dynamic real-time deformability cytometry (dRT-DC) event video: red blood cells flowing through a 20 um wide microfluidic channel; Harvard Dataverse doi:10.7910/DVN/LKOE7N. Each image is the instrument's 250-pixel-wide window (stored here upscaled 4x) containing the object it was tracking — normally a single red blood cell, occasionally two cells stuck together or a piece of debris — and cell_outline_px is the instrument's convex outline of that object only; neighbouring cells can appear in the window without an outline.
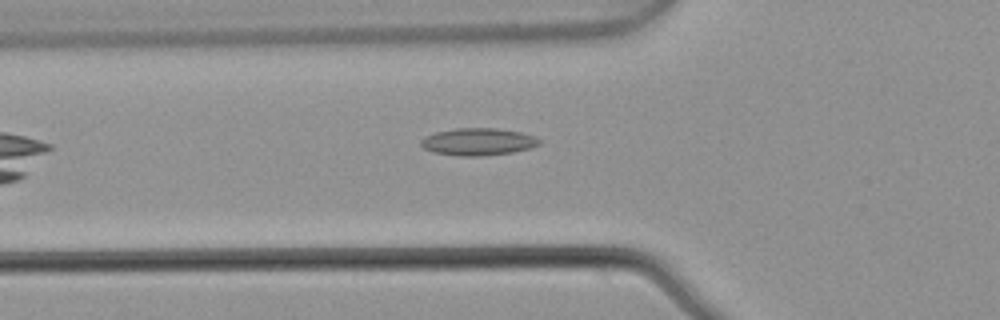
{"species": "common noctule bat (a hibernating species)", "species_latin": "Nyctalus noctula", "temperature_condition": "warm", "stored_images_in_passage": 5, "camera_frame_rate_fps": 3000, "um_per_image_px": 0.085, "animal": {"sex": "male", "body_mass_g": 21.5, "forearm_length_mm": 52.0}, "frame": {"image": 1, "passage_image": 5, "time_ms": 1.333, "image_size_px": [1000, 320], "cell_outline_px": [[540, 144], [532, 148], [512, 152], [484, 156], [456, 156], [432, 152], [424, 148], [420, 144], [420, 140], [424, 136], [436, 132], [456, 128], [496, 128], [520, 132], [532, 136], [540, 140]], "centroid_in_image_um": [40.6, 12.05], "position_along_channel_um": 85.2, "area_um2": 18.9}}